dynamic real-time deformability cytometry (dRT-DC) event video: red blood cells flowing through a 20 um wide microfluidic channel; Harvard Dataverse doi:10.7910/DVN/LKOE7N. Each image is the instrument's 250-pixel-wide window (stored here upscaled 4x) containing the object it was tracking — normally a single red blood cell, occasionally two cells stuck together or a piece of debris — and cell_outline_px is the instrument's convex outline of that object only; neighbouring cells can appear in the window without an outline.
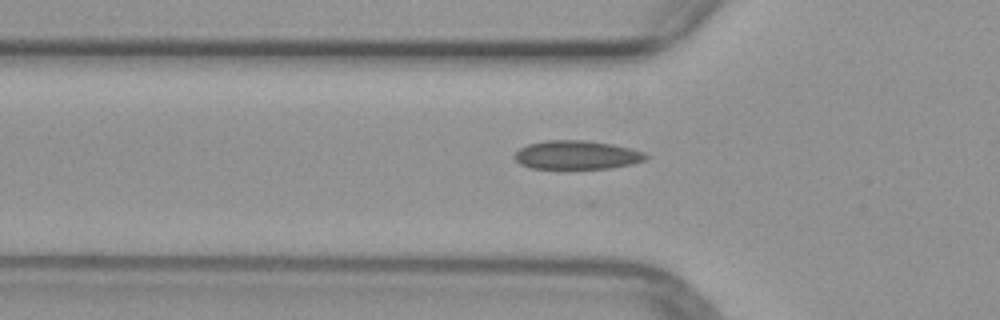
{"species": "common noctule bat (a hibernating species)", "species_latin": "Nyctalus noctula", "temperature_condition": "warm", "stored_images_in_passage": 14, "camera_frame_rate_fps": 3000, "um_per_image_px": 0.085, "animal": {"sex": "female", "body_mass_g": 29.2, "forearm_length_mm": 56.3}, "frame": {"image": 1, "passage_image": 4, "time_ms": 1.0, "image_size_px": [1000, 320], "cell_outline_px": [[648, 156], [644, 160], [632, 164], [608, 168], [532, 168], [520, 164], [512, 156], [520, 148], [528, 144], [544, 140], [584, 140], [612, 144], [644, 152]], "centroid_in_image_um": [48.99, 13.16], "position_along_channel_um": 76.8, "area_um2": 21.79}}
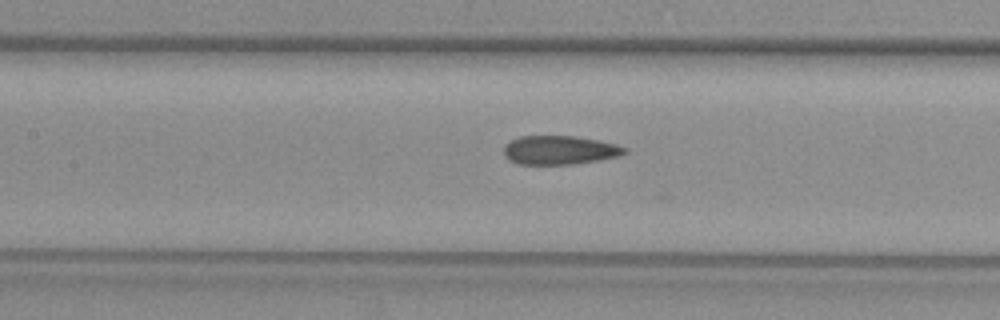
{"frame": {"image": 2, "passage_image": 10, "time_ms": 3.0, "image_size_px": [1000, 320], "cell_outline_px": [[628, 152], [620, 156], [600, 160], [572, 164], [520, 164], [508, 160], [504, 156], [504, 144], [520, 136], [576, 136], [616, 144], [628, 148]], "centroid_in_image_um": [47.58, 12.76], "position_along_channel_um": 159.8, "area_um2": 20.4}}
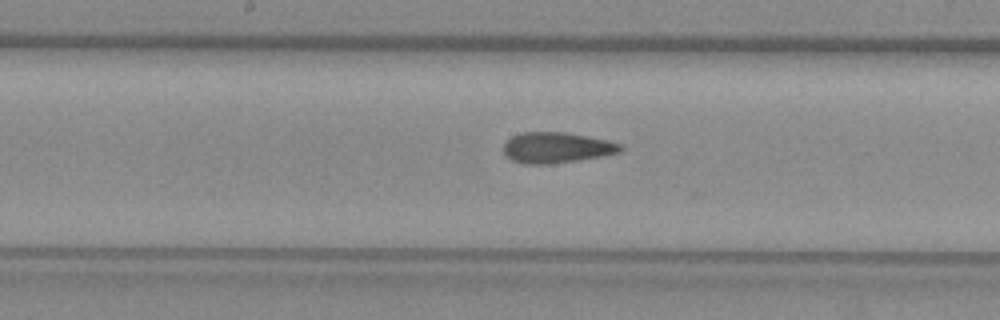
{"frame": {"image": 3, "passage_image": 13, "time_ms": 4.0, "image_size_px": [1000, 320], "cell_outline_px": [[624, 148], [620, 152], [600, 156], [576, 160], [548, 164], [524, 164], [512, 160], [504, 152], [504, 144], [512, 136], [520, 132], [568, 132], [608, 140], [620, 144]], "centroid_in_image_um": [47.31, 12.53], "position_along_channel_um": 200.9, "area_um2": 20.81}}